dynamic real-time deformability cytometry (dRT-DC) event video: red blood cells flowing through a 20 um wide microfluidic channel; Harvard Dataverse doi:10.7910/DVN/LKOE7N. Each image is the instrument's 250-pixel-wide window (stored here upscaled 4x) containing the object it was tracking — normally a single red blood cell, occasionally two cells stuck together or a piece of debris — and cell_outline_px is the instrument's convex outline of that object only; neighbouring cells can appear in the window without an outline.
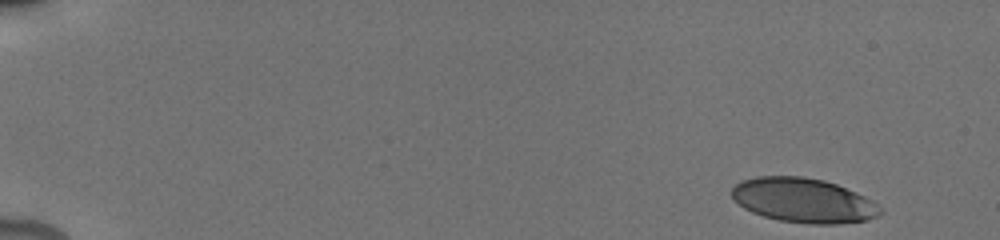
{"species": "human", "species_latin": "Homo sapiens", "temperature_condition": "cold", "stored_images_in_passage": 31, "camera_frame_rate_fps": 3000, "um_per_image_px": 0.085, "donor": {"sex": "male"}, "frame": {"image": 1, "passage_image": 1, "time_ms": 0.0, "image_size_px": [1000, 240], "cell_outline_px": [[884, 212], [880, 216], [868, 220], [840, 224], [812, 224], [780, 220], [764, 216], [752, 212], [744, 208], [732, 196], [732, 188], [740, 180], [756, 176], [804, 176], [824, 180], [836, 184], [856, 192], [872, 200]], "centroid_in_image_um": [68.32, 17.03], "position_along_channel_um": 16.7, "area_um2": 38.61}}
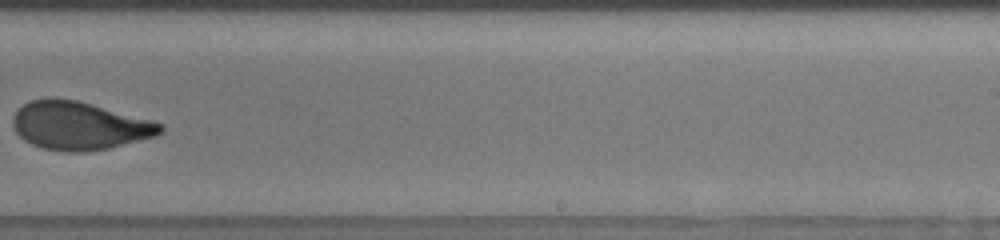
{"frame": {"image": 2, "passage_image": 16, "time_ms": 11.0, "image_size_px": [1000, 240], "cell_outline_px": [[164, 128], [156, 136], [108, 148], [84, 152], [64, 152], [40, 148], [24, 140], [16, 132], [12, 124], [12, 116], [24, 104], [32, 100], [48, 96], [52, 96], [76, 100], [92, 104], [152, 120], [164, 124]], "centroid_in_image_um": [6.71, 10.67], "position_along_channel_um": 282.3, "area_um2": 41.62}}
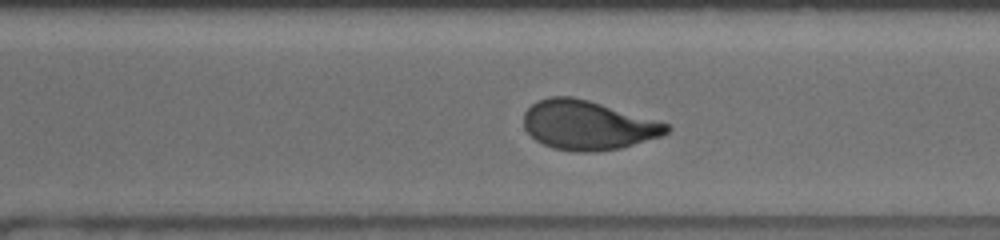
{"frame": {"image": 3, "passage_image": 18, "time_ms": 12.0, "image_size_px": [1000, 240], "cell_outline_px": [[672, 128], [668, 132], [660, 136], [620, 148], [596, 152], [576, 152], [556, 148], [544, 144], [536, 140], [524, 128], [524, 112], [532, 104], [540, 100], [552, 96], [572, 96], [588, 100], [668, 124]], "centroid_in_image_um": [49.94, 10.64], "position_along_channel_um": 320.7, "area_um2": 40.46}, "authors_computed_cell_mechanics": {"area_um2": 40.46, "velocity_mm_per_s": 3.838, "shape_relaxation_time_tau1_ms": 8.3532, "shape_relaxation_time_tau2_ms": null, "deformation_change_tau1": 0.2194, "deformation_change_tau2": null}}